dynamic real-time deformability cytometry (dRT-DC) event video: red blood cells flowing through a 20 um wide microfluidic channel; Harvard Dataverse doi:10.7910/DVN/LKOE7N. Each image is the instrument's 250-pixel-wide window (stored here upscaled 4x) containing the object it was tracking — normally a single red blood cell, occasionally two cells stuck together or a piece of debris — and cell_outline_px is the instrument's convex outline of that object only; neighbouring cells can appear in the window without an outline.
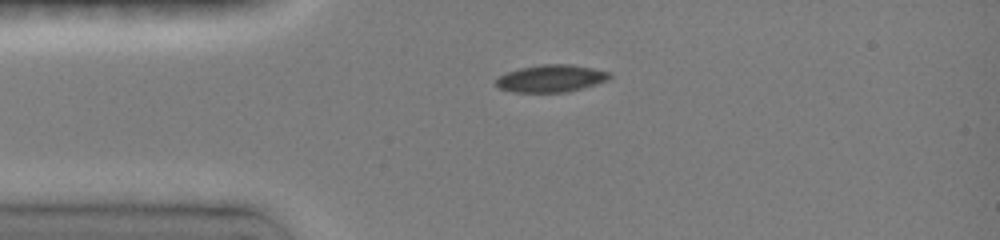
{"species": "common noctule bat (a hibernating species)", "species_latin": "Nyctalus noctula", "temperature_condition": "room temperature", "stored_images_in_passage": 51, "camera_frame_rate_fps": 3000, "um_per_image_px": 0.085, "animal": {"sex": "female", "body_mass_g": 19.0, "forearm_length_mm": 51.5}, "frame": {"image": 1, "passage_image": 1, "time_ms": 0.0, "image_size_px": [1000, 240], "cell_outline_px": [[612, 76], [608, 80], [568, 92], [512, 92], [500, 88], [496, 84], [496, 80], [500, 76], [508, 72], [520, 68], [548, 64], [568, 64], [592, 68], [608, 72]], "centroid_in_image_um": [46.85, 6.67], "position_along_channel_um": 38.2, "area_um2": 17.74}}
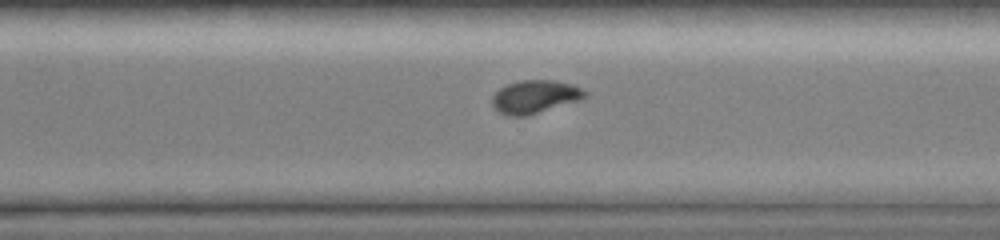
{"frame": {"image": 2, "passage_image": 38, "time_ms": 7.667, "image_size_px": [1000, 240], "cell_outline_px": [[588, 96], [576, 100], [524, 116], [508, 116], [500, 112], [492, 104], [492, 96], [500, 88], [508, 84], [520, 80], [552, 80], [572, 84], [588, 92]], "centroid_in_image_um": [45.44, 8.2], "position_along_channel_um": 325.2, "area_um2": 17.4}}
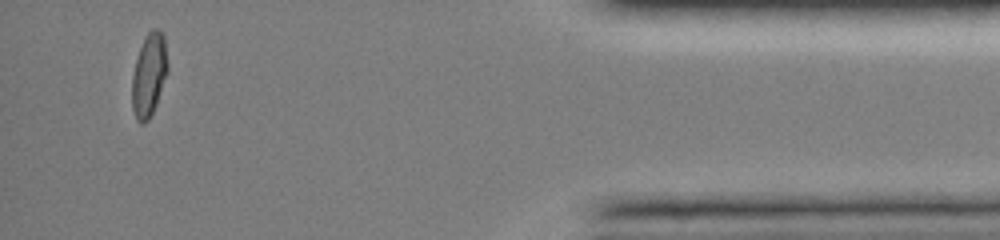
{"frame": {"image": 3, "passage_image": 48, "time_ms": 11.333, "image_size_px": [1000, 240], "cell_outline_px": [[168, 72], [156, 104], [148, 120], [144, 124], [140, 124], [136, 120], [132, 108], [132, 76], [136, 60], [140, 48], [148, 32], [152, 28], [160, 28], [164, 36], [168, 64]], "centroid_in_image_um": [12.67, 6.37], "position_along_channel_um": 422.5, "area_um2": 17.34}, "authors_computed_cell_mechanics": {"area_um2": 18.0914, "velocity_mm_per_s": 4.0107, "shape_relaxation_time_tau1_ms": 4.0441, "shape_relaxation_time_tau2_ms": 3.3838, "deformation_change_tau1": 0.1682, "deformation_change_tau2": 0.0504}}